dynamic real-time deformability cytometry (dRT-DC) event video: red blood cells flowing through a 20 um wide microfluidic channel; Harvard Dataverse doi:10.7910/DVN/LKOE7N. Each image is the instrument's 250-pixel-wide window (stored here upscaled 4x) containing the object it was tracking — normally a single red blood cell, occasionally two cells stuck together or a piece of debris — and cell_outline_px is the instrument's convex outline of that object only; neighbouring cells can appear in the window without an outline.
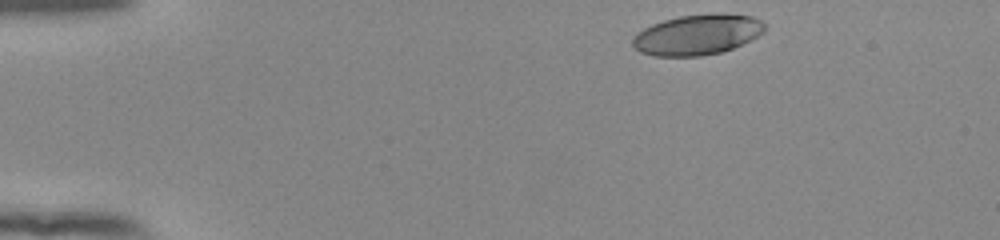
{"species": "human", "species_latin": "Homo sapiens", "temperature_condition": "room temperature", "stored_images_in_passage": 46, "camera_frame_rate_fps": 3000, "um_per_image_px": 0.085, "donor": {"sex": "female"}, "frame": {"image": 1, "passage_image": 1, "time_ms": 0.0, "image_size_px": [1000, 240], "cell_outline_px": [[764, 32], [732, 48], [720, 52], [700, 56], [652, 56], [640, 52], [632, 44], [632, 36], [644, 28], [652, 24], [664, 20], [680, 16], [712, 12], [724, 12], [752, 16], [760, 20], [764, 24]], "centroid_in_image_um": [59.25, 2.93], "position_along_channel_um": 25.8, "area_um2": 31.21}}
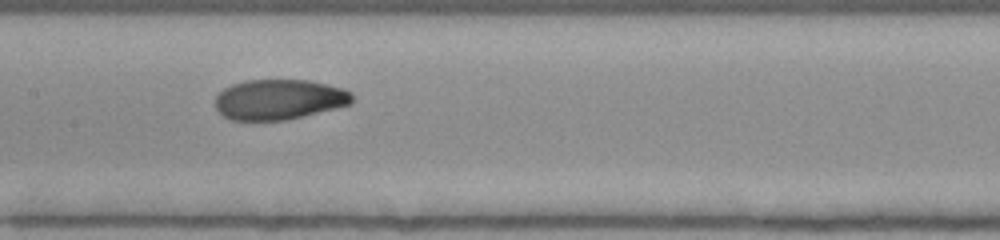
{"frame": {"image": 2, "passage_image": 20, "time_ms": 6.333, "image_size_px": [1000, 240], "cell_outline_px": [[352, 104], [288, 120], [228, 120], [212, 104], [216, 96], [224, 88], [232, 84], [248, 80], [308, 80], [328, 84], [344, 88], [352, 92]], "centroid_in_image_um": [23.72, 8.46], "position_along_channel_um": 183.7, "area_um2": 32.43}}
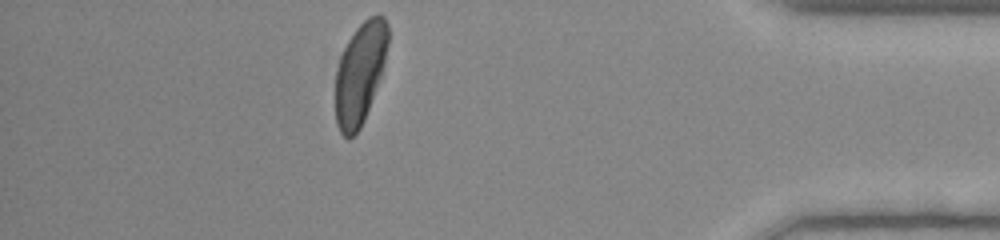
{"frame": {"image": 3, "passage_image": 40, "time_ms": 13.0, "image_size_px": [1000, 240], "cell_outline_px": [[388, 44], [384, 64], [380, 76], [364, 120], [360, 128], [348, 140], [340, 132], [336, 124], [336, 68], [340, 56], [348, 40], [356, 28], [368, 16], [376, 12], [384, 16], [388, 24]], "centroid_in_image_um": [30.6, 6.18], "position_along_channel_um": 404.6, "area_um2": 31.04}, "authors_computed_cell_mechanics": {"area_um2": 32.8015, "velocity_mm_per_s": 3.8925, "shape_relaxation_time_tau1_ms": 4.7497, "shape_relaxation_time_tau2_ms": 1.0294, "deformation_change_tau1": 0.1875, "deformation_change_tau2": 0.0398}}